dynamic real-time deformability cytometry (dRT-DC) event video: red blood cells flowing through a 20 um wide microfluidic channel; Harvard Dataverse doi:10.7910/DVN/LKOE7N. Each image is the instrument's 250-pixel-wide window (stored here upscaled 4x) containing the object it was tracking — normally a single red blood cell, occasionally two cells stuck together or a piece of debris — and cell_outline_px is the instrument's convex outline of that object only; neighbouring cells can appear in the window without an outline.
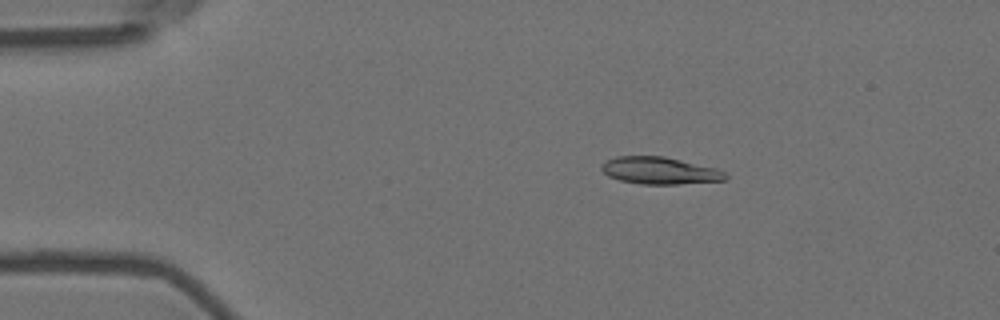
{"species": "Egyptian fruit bat (a non-hibernating species)", "species_latin": "Rousettus aegyptiacus", "temperature_condition": "room temperature", "stored_images_in_passage": 16, "camera_frame_rate_fps": 3000, "um_per_image_px": 0.085, "animal": {"sex": "female"}, "frame": {"image": 1, "passage_image": 1, "time_ms": 0.0, "image_size_px": [1000, 320], "cell_outline_px": [[728, 180], [676, 184], [640, 184], [620, 180], [608, 176], [600, 168], [600, 164], [604, 160], [616, 156], [664, 156], [716, 168], [724, 172], [728, 176]], "centroid_in_image_um": [56.05, 14.5], "position_along_channel_um": 29.0, "area_um2": 19.71}}
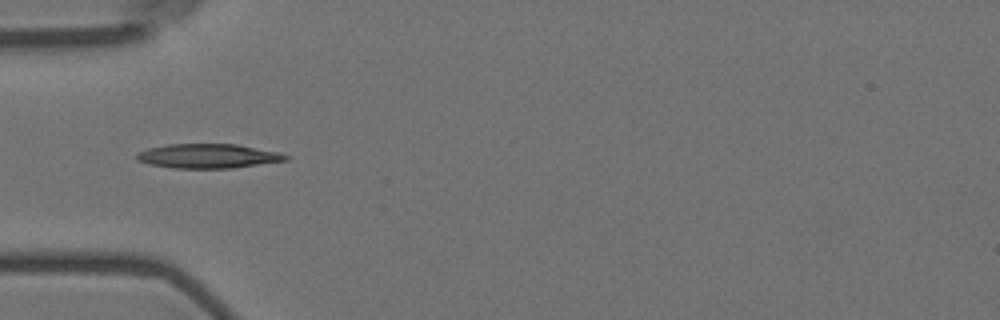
{"frame": {"image": 2, "passage_image": 9, "time_ms": 2.667, "image_size_px": [1000, 320], "cell_outline_px": [[288, 160], [232, 168], [172, 168], [148, 164], [136, 160], [136, 152], [148, 148], [168, 144], [236, 144], [280, 152], [288, 156]], "centroid_in_image_um": [17.65, 13.26], "position_along_channel_um": 67.4, "area_um2": 21.21}}
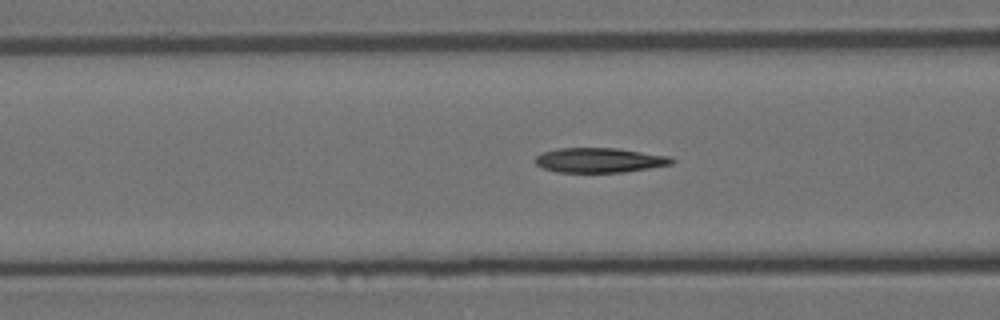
{"frame": {"image": 3, "passage_image": 13, "time_ms": 4.0, "image_size_px": [1000, 320], "cell_outline_px": [[676, 160], [672, 164], [624, 172], [556, 172], [544, 168], [536, 164], [536, 156], [544, 152], [556, 148], [616, 148], [668, 156]], "centroid_in_image_um": [50.95, 13.61], "position_along_channel_um": 115.6, "area_um2": 19.48}}